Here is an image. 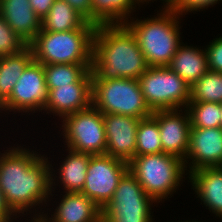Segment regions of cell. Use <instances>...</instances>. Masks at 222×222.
I'll return each mask as SVG.
<instances>
[{
  "instance_id": "1",
  "label": "cell",
  "mask_w": 222,
  "mask_h": 222,
  "mask_svg": "<svg viewBox=\"0 0 222 222\" xmlns=\"http://www.w3.org/2000/svg\"><path fill=\"white\" fill-rule=\"evenodd\" d=\"M6 151L0 155V190L15 215L24 214L47 201L55 177L44 155L19 147Z\"/></svg>"
},
{
  "instance_id": "2",
  "label": "cell",
  "mask_w": 222,
  "mask_h": 222,
  "mask_svg": "<svg viewBox=\"0 0 222 222\" xmlns=\"http://www.w3.org/2000/svg\"><path fill=\"white\" fill-rule=\"evenodd\" d=\"M149 68L125 24L98 25L93 40L92 79H136Z\"/></svg>"
},
{
  "instance_id": "3",
  "label": "cell",
  "mask_w": 222,
  "mask_h": 222,
  "mask_svg": "<svg viewBox=\"0 0 222 222\" xmlns=\"http://www.w3.org/2000/svg\"><path fill=\"white\" fill-rule=\"evenodd\" d=\"M161 12L157 14L158 18L125 23L136 37L149 67L168 66L181 44L179 15L171 9Z\"/></svg>"
},
{
  "instance_id": "4",
  "label": "cell",
  "mask_w": 222,
  "mask_h": 222,
  "mask_svg": "<svg viewBox=\"0 0 222 222\" xmlns=\"http://www.w3.org/2000/svg\"><path fill=\"white\" fill-rule=\"evenodd\" d=\"M96 27L50 32L40 30L29 45L34 60L47 64H92L93 40Z\"/></svg>"
},
{
  "instance_id": "5",
  "label": "cell",
  "mask_w": 222,
  "mask_h": 222,
  "mask_svg": "<svg viewBox=\"0 0 222 222\" xmlns=\"http://www.w3.org/2000/svg\"><path fill=\"white\" fill-rule=\"evenodd\" d=\"M128 166L142 189L155 202L171 196L183 181L187 170L182 159L163 152L135 156Z\"/></svg>"
},
{
  "instance_id": "6",
  "label": "cell",
  "mask_w": 222,
  "mask_h": 222,
  "mask_svg": "<svg viewBox=\"0 0 222 222\" xmlns=\"http://www.w3.org/2000/svg\"><path fill=\"white\" fill-rule=\"evenodd\" d=\"M92 105L102 113L139 119L153 113L136 79H92Z\"/></svg>"
},
{
  "instance_id": "7",
  "label": "cell",
  "mask_w": 222,
  "mask_h": 222,
  "mask_svg": "<svg viewBox=\"0 0 222 222\" xmlns=\"http://www.w3.org/2000/svg\"><path fill=\"white\" fill-rule=\"evenodd\" d=\"M138 82L152 112L185 110L190 101V86L168 66L149 67Z\"/></svg>"
},
{
  "instance_id": "8",
  "label": "cell",
  "mask_w": 222,
  "mask_h": 222,
  "mask_svg": "<svg viewBox=\"0 0 222 222\" xmlns=\"http://www.w3.org/2000/svg\"><path fill=\"white\" fill-rule=\"evenodd\" d=\"M153 202L128 170L102 210V222H153L150 211Z\"/></svg>"
},
{
  "instance_id": "9",
  "label": "cell",
  "mask_w": 222,
  "mask_h": 222,
  "mask_svg": "<svg viewBox=\"0 0 222 222\" xmlns=\"http://www.w3.org/2000/svg\"><path fill=\"white\" fill-rule=\"evenodd\" d=\"M62 123L68 149L91 155L105 154L107 140L103 113L93 105L65 116Z\"/></svg>"
},
{
  "instance_id": "10",
  "label": "cell",
  "mask_w": 222,
  "mask_h": 222,
  "mask_svg": "<svg viewBox=\"0 0 222 222\" xmlns=\"http://www.w3.org/2000/svg\"><path fill=\"white\" fill-rule=\"evenodd\" d=\"M128 170V163L108 154L91 155L81 193L103 210L111 201L119 181Z\"/></svg>"
},
{
  "instance_id": "11",
  "label": "cell",
  "mask_w": 222,
  "mask_h": 222,
  "mask_svg": "<svg viewBox=\"0 0 222 222\" xmlns=\"http://www.w3.org/2000/svg\"><path fill=\"white\" fill-rule=\"evenodd\" d=\"M48 92L43 64L33 60L22 72L11 95L0 106V110L42 111L48 100Z\"/></svg>"
},
{
  "instance_id": "12",
  "label": "cell",
  "mask_w": 222,
  "mask_h": 222,
  "mask_svg": "<svg viewBox=\"0 0 222 222\" xmlns=\"http://www.w3.org/2000/svg\"><path fill=\"white\" fill-rule=\"evenodd\" d=\"M107 147L105 154L129 163L135 157L136 133L141 119L103 113Z\"/></svg>"
},
{
  "instance_id": "13",
  "label": "cell",
  "mask_w": 222,
  "mask_h": 222,
  "mask_svg": "<svg viewBox=\"0 0 222 222\" xmlns=\"http://www.w3.org/2000/svg\"><path fill=\"white\" fill-rule=\"evenodd\" d=\"M189 163V173L204 168L222 166V127L216 128H195L191 126L189 137V148L184 160L187 168ZM187 163V164H186Z\"/></svg>"
},
{
  "instance_id": "14",
  "label": "cell",
  "mask_w": 222,
  "mask_h": 222,
  "mask_svg": "<svg viewBox=\"0 0 222 222\" xmlns=\"http://www.w3.org/2000/svg\"><path fill=\"white\" fill-rule=\"evenodd\" d=\"M181 112V114H180ZM186 112V113H185ZM179 110L154 111L152 117L158 122L163 153L171 154L185 160L191 131L188 111Z\"/></svg>"
},
{
  "instance_id": "15",
  "label": "cell",
  "mask_w": 222,
  "mask_h": 222,
  "mask_svg": "<svg viewBox=\"0 0 222 222\" xmlns=\"http://www.w3.org/2000/svg\"><path fill=\"white\" fill-rule=\"evenodd\" d=\"M92 105V71L88 70L76 83L50 89L45 110L62 119Z\"/></svg>"
},
{
  "instance_id": "16",
  "label": "cell",
  "mask_w": 222,
  "mask_h": 222,
  "mask_svg": "<svg viewBox=\"0 0 222 222\" xmlns=\"http://www.w3.org/2000/svg\"><path fill=\"white\" fill-rule=\"evenodd\" d=\"M0 15L28 46L42 29V20L29 0H0Z\"/></svg>"
},
{
  "instance_id": "17",
  "label": "cell",
  "mask_w": 222,
  "mask_h": 222,
  "mask_svg": "<svg viewBox=\"0 0 222 222\" xmlns=\"http://www.w3.org/2000/svg\"><path fill=\"white\" fill-rule=\"evenodd\" d=\"M43 222H102L101 208L81 192H66L52 218Z\"/></svg>"
},
{
  "instance_id": "18",
  "label": "cell",
  "mask_w": 222,
  "mask_h": 222,
  "mask_svg": "<svg viewBox=\"0 0 222 222\" xmlns=\"http://www.w3.org/2000/svg\"><path fill=\"white\" fill-rule=\"evenodd\" d=\"M192 189L212 213L222 218V167L204 168L190 174Z\"/></svg>"
},
{
  "instance_id": "19",
  "label": "cell",
  "mask_w": 222,
  "mask_h": 222,
  "mask_svg": "<svg viewBox=\"0 0 222 222\" xmlns=\"http://www.w3.org/2000/svg\"><path fill=\"white\" fill-rule=\"evenodd\" d=\"M168 67L192 86L209 70L207 53L205 50L180 44Z\"/></svg>"
},
{
  "instance_id": "20",
  "label": "cell",
  "mask_w": 222,
  "mask_h": 222,
  "mask_svg": "<svg viewBox=\"0 0 222 222\" xmlns=\"http://www.w3.org/2000/svg\"><path fill=\"white\" fill-rule=\"evenodd\" d=\"M33 60L30 46L18 54L0 57V106L9 98L22 72Z\"/></svg>"
},
{
  "instance_id": "21",
  "label": "cell",
  "mask_w": 222,
  "mask_h": 222,
  "mask_svg": "<svg viewBox=\"0 0 222 222\" xmlns=\"http://www.w3.org/2000/svg\"><path fill=\"white\" fill-rule=\"evenodd\" d=\"M80 27H97L88 22L81 14L64 0H55L48 14L42 19V30L63 32Z\"/></svg>"
},
{
  "instance_id": "22",
  "label": "cell",
  "mask_w": 222,
  "mask_h": 222,
  "mask_svg": "<svg viewBox=\"0 0 222 222\" xmlns=\"http://www.w3.org/2000/svg\"><path fill=\"white\" fill-rule=\"evenodd\" d=\"M69 150V154L60 165L59 178L66 192H81L87 175L91 154Z\"/></svg>"
},
{
  "instance_id": "23",
  "label": "cell",
  "mask_w": 222,
  "mask_h": 222,
  "mask_svg": "<svg viewBox=\"0 0 222 222\" xmlns=\"http://www.w3.org/2000/svg\"><path fill=\"white\" fill-rule=\"evenodd\" d=\"M91 2L92 24L96 26L125 24L137 3L135 0H92Z\"/></svg>"
},
{
  "instance_id": "24",
  "label": "cell",
  "mask_w": 222,
  "mask_h": 222,
  "mask_svg": "<svg viewBox=\"0 0 222 222\" xmlns=\"http://www.w3.org/2000/svg\"><path fill=\"white\" fill-rule=\"evenodd\" d=\"M189 102L222 103V72L208 70L190 86Z\"/></svg>"
},
{
  "instance_id": "25",
  "label": "cell",
  "mask_w": 222,
  "mask_h": 222,
  "mask_svg": "<svg viewBox=\"0 0 222 222\" xmlns=\"http://www.w3.org/2000/svg\"><path fill=\"white\" fill-rule=\"evenodd\" d=\"M92 64H47L43 65L48 91L59 86L76 83Z\"/></svg>"
},
{
  "instance_id": "26",
  "label": "cell",
  "mask_w": 222,
  "mask_h": 222,
  "mask_svg": "<svg viewBox=\"0 0 222 222\" xmlns=\"http://www.w3.org/2000/svg\"><path fill=\"white\" fill-rule=\"evenodd\" d=\"M163 152L158 122L152 117L140 120L136 133L135 156Z\"/></svg>"
},
{
  "instance_id": "27",
  "label": "cell",
  "mask_w": 222,
  "mask_h": 222,
  "mask_svg": "<svg viewBox=\"0 0 222 222\" xmlns=\"http://www.w3.org/2000/svg\"><path fill=\"white\" fill-rule=\"evenodd\" d=\"M186 109L188 111L192 127H221V104L213 102H189Z\"/></svg>"
},
{
  "instance_id": "28",
  "label": "cell",
  "mask_w": 222,
  "mask_h": 222,
  "mask_svg": "<svg viewBox=\"0 0 222 222\" xmlns=\"http://www.w3.org/2000/svg\"><path fill=\"white\" fill-rule=\"evenodd\" d=\"M27 46L0 15V57L18 54Z\"/></svg>"
},
{
  "instance_id": "29",
  "label": "cell",
  "mask_w": 222,
  "mask_h": 222,
  "mask_svg": "<svg viewBox=\"0 0 222 222\" xmlns=\"http://www.w3.org/2000/svg\"><path fill=\"white\" fill-rule=\"evenodd\" d=\"M221 0H174L171 5V10L177 13L179 16L188 11H197L199 9L208 8L217 4Z\"/></svg>"
},
{
  "instance_id": "30",
  "label": "cell",
  "mask_w": 222,
  "mask_h": 222,
  "mask_svg": "<svg viewBox=\"0 0 222 222\" xmlns=\"http://www.w3.org/2000/svg\"><path fill=\"white\" fill-rule=\"evenodd\" d=\"M206 48L209 70L222 72V37L212 40Z\"/></svg>"
},
{
  "instance_id": "31",
  "label": "cell",
  "mask_w": 222,
  "mask_h": 222,
  "mask_svg": "<svg viewBox=\"0 0 222 222\" xmlns=\"http://www.w3.org/2000/svg\"><path fill=\"white\" fill-rule=\"evenodd\" d=\"M75 11L81 14L88 22L92 23V0H64Z\"/></svg>"
},
{
  "instance_id": "32",
  "label": "cell",
  "mask_w": 222,
  "mask_h": 222,
  "mask_svg": "<svg viewBox=\"0 0 222 222\" xmlns=\"http://www.w3.org/2000/svg\"><path fill=\"white\" fill-rule=\"evenodd\" d=\"M32 9L41 18V20L48 14L51 6L55 0H29Z\"/></svg>"
},
{
  "instance_id": "33",
  "label": "cell",
  "mask_w": 222,
  "mask_h": 222,
  "mask_svg": "<svg viewBox=\"0 0 222 222\" xmlns=\"http://www.w3.org/2000/svg\"><path fill=\"white\" fill-rule=\"evenodd\" d=\"M15 213L8 206L4 194L0 190V222L9 221Z\"/></svg>"
},
{
  "instance_id": "34",
  "label": "cell",
  "mask_w": 222,
  "mask_h": 222,
  "mask_svg": "<svg viewBox=\"0 0 222 222\" xmlns=\"http://www.w3.org/2000/svg\"><path fill=\"white\" fill-rule=\"evenodd\" d=\"M137 2V4L139 5V3H144V2H148V1H151V0H135ZM162 1H165V5H164V9H170L171 8V5L173 3L174 0H162Z\"/></svg>"
},
{
  "instance_id": "35",
  "label": "cell",
  "mask_w": 222,
  "mask_h": 222,
  "mask_svg": "<svg viewBox=\"0 0 222 222\" xmlns=\"http://www.w3.org/2000/svg\"><path fill=\"white\" fill-rule=\"evenodd\" d=\"M41 213H39V215H37L36 217H34L33 218V220L31 221V222H43V218H42V216H43V212H42V214L40 215ZM14 220L13 219H11V220H9V221H2V222H13Z\"/></svg>"
}]
</instances>
